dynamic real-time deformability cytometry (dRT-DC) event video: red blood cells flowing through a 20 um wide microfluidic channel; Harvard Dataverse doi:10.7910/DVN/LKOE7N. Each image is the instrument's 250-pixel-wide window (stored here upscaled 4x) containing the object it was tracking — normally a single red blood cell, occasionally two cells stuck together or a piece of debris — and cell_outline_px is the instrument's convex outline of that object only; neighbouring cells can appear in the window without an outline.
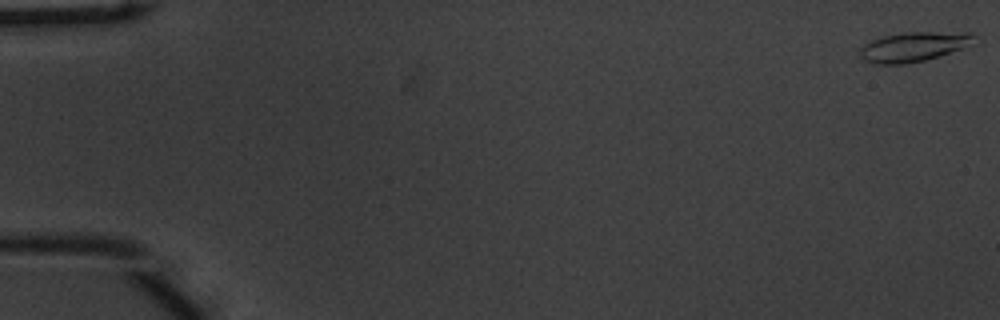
{"species": "common noctule bat (a hibernating species)", "species_latin": "Nyctalus noctula", "temperature_condition": "warm", "stored_images_in_passage": 54, "camera_frame_rate_fps": 3000, "um_per_image_px": 0.085, "animal": {"sex": "male", "body_mass_g": 20.1, "forearm_length_mm": 53.5}, "frame": {"image": 1, "passage_image": 1, "time_ms": 0.0, "image_size_px": [1000, 320], "cell_outline_px": [[972, 36], [968, 44], [960, 48], [924, 60], [904, 64], [876, 64], [864, 60], [860, 56], [860, 48], [864, 44], [872, 40], [884, 36], [904, 32], [972, 32]], "centroid_in_image_um": [77.55, 3.97], "position_along_channel_um": 7.5, "area_um2": 19.13}}
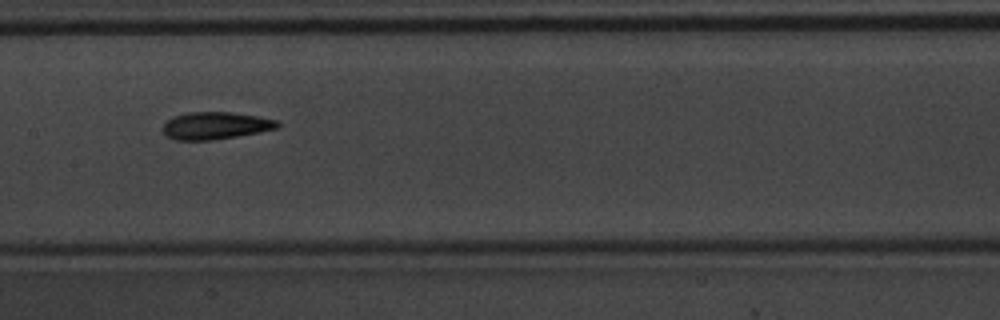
{"frame": {"image": 2, "passage_image": 28, "time_ms": 9.0, "image_size_px": [1000, 320], "cell_outline_px": [[280, 124], [276, 128], [260, 132], [212, 140], [176, 140], [168, 136], [164, 132], [164, 124], [172, 116], [188, 112], [232, 112], [280, 120]], "centroid_in_image_um": [18.34, 10.67], "position_along_channel_um": 189.1, "area_um2": 18.15}}
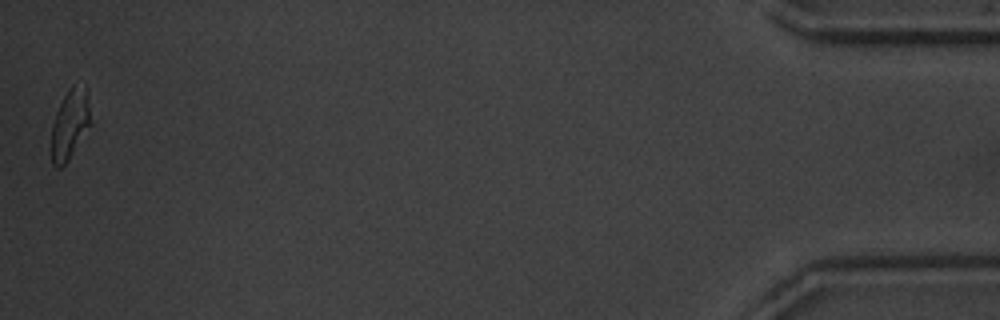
{"frame": {"image": 3, "passage_image": 54, "time_ms": 17.667, "image_size_px": [1000, 320], "cell_outline_px": [[92, 124], [68, 160], [60, 168], [56, 168], [52, 164], [52, 124], [56, 112], [68, 88], [72, 84], [88, 88]], "centroid_in_image_um": [5.98, 10.53], "position_along_channel_um": 429.2, "area_um2": 16.18}, "authors_computed_cell_mechanics": {"area_um2": 18.0047, "velocity_mm_per_s": 3.7899, "shape_relaxation_time_tau1_ms": 4.5964, "shape_relaxation_time_tau2_ms": 1.5442, "deformation_change_tau1": 0.1563, "deformation_change_tau2": 0.0787}}